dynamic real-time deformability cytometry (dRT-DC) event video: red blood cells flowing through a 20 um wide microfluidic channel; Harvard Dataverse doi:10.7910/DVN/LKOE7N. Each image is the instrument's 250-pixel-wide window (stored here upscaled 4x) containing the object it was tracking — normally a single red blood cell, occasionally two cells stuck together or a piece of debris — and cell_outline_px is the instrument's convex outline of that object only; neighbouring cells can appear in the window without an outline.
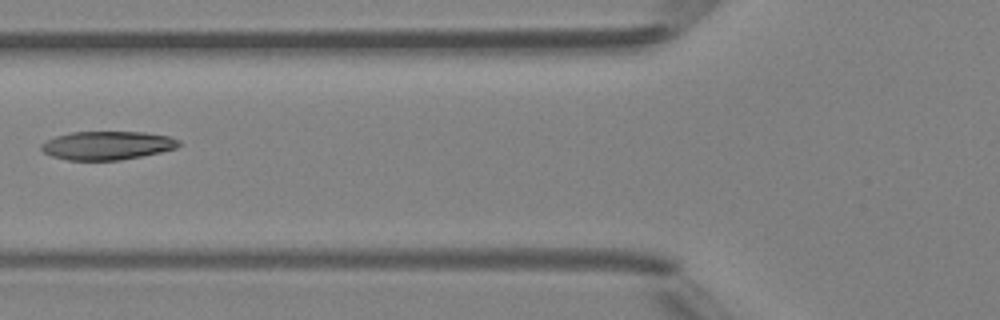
{"species": "Egyptian fruit bat (a non-hibernating species)", "species_latin": "Rousettus aegyptiacus", "temperature_condition": "room temperature", "stored_images_in_passage": 2, "camera_frame_rate_fps": 3000, "um_per_image_px": 0.085, "animal": {"sex": "female"}, "frame": {"image": 1, "passage_image": 2, "time_ms": 1.333, "image_size_px": [1000, 320], "cell_outline_px": [[180, 144], [176, 148], [160, 152], [120, 160], [68, 160], [52, 156], [44, 152], [40, 148], [40, 144], [56, 136], [72, 132], [144, 132], [168, 136], [180, 140]], "centroid_in_image_um": [9.11, 12.36], "position_along_channel_um": 116.7, "area_um2": 22.72}}